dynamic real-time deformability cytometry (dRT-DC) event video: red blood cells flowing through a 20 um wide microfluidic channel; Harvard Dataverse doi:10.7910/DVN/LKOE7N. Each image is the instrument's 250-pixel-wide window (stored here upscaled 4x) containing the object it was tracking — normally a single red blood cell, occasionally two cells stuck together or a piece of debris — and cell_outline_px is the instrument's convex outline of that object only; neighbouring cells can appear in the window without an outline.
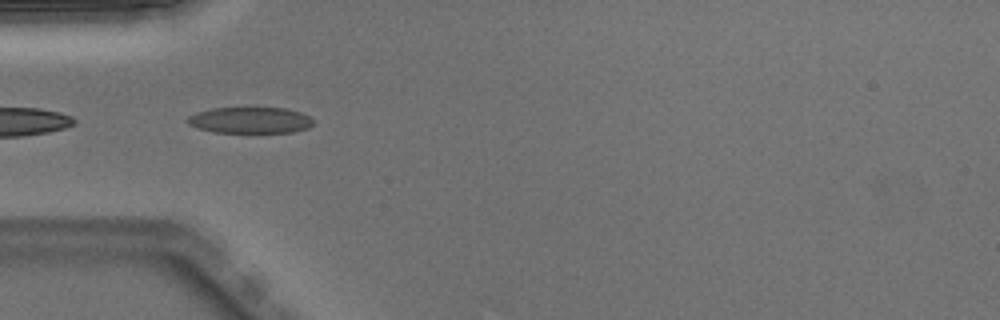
{"species": "Egyptian fruit bat (a non-hibernating species)", "species_latin": "Rousettus aegyptiacus", "temperature_condition": "warm", "stored_images_in_passage": 16, "segment_of_instrument_passage": [2, 2], "camera_frame_rate_fps": 3000, "um_per_image_px": 0.085, "animal": {"sex": "male"}, "frame": {"image": 1, "passage_image": 11, "time_ms": 3.333, "image_size_px": [1000, 320], "cell_outline_px": [[312, 124], [308, 128], [292, 132], [212, 132], [196, 128], [188, 124], [184, 120], [188, 116], [196, 112], [212, 108], [284, 108], [300, 112], [308, 116], [312, 120]], "centroid_in_image_um": [21.19, 10.22], "position_along_channel_um": 63.8, "area_um2": 19.19}}